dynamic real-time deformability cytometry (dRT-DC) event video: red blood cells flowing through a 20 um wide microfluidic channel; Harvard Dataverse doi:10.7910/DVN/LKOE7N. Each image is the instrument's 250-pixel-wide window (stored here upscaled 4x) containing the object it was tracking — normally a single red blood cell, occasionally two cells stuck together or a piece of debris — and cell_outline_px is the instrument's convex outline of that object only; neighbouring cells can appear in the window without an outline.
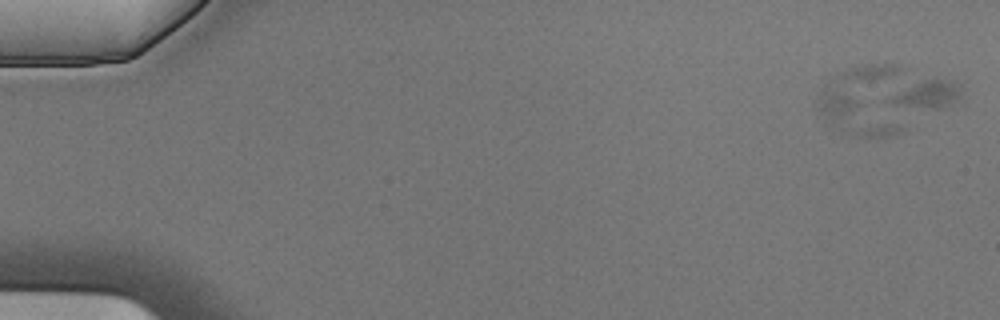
{"species": "Egyptian fruit bat (a non-hibernating species)", "species_latin": "Rousettus aegyptiacus", "temperature_condition": "cold", "stored_images_in_passage": 6, "camera_frame_rate_fps": 3000, "um_per_image_px": 0.085, "animal": {"sex": "male"}, "frame": {"image": 1, "passage_image": 2, "time_ms": 0.333, "image_size_px": [1000, 320], "cell_outline_px": [[964, 108], [896, 108], [880, 100], [896, 92], [924, 80], [952, 80], [964, 84]], "centroid_in_image_um": [78.98, 8.12], "position_along_channel_um": 6.0, "area_um2": 13.29}}